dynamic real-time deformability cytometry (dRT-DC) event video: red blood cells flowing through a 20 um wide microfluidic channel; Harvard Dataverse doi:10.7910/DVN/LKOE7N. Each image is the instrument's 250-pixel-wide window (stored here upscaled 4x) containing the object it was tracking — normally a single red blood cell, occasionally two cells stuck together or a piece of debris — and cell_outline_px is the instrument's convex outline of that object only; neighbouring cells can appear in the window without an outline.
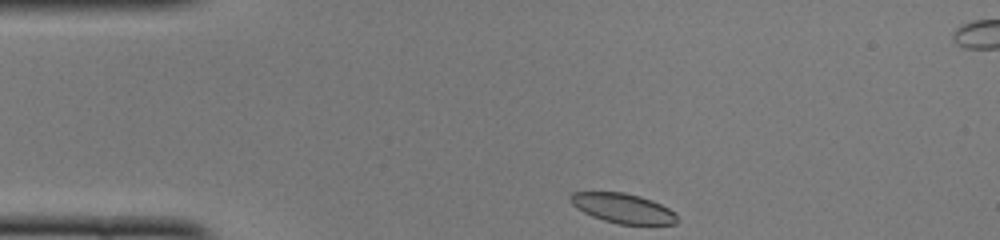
{"species": "common noctule bat (a hibernating species)", "species_latin": "Nyctalus noctula", "temperature_condition": "cold", "stored_images_in_passage": 43, "camera_frame_rate_fps": 3000, "um_per_image_px": 0.085, "animal": {"sex": "female", "body_mass_g": 22.0, "forearm_length_mm": 56.7}, "frame": {"image": 1, "passage_image": 1, "time_ms": 0.0, "image_size_px": [1000, 240], "cell_outline_px": [[680, 220], [676, 224], [620, 224], [604, 220], [592, 216], [576, 208], [572, 204], [568, 196], [572, 192], [624, 192], [640, 196], [652, 200], [676, 212]], "centroid_in_image_um": [52.97, 17.7], "position_along_channel_um": 32.0, "area_um2": 18.55}}
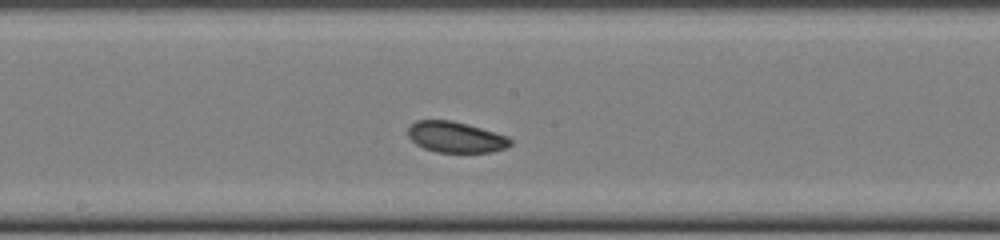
{"frame": {"image": 2, "passage_image": 18, "time_ms": 5.667, "image_size_px": [1000, 240], "cell_outline_px": [[512, 144], [508, 148], [492, 152], [436, 152], [424, 148], [416, 144], [408, 136], [408, 128], [416, 120], [452, 120], [468, 124], [496, 132], [508, 136], [512, 140]], "centroid_in_image_um": [38.77, 11.65], "position_along_channel_um": 209.4, "area_um2": 18.61}}
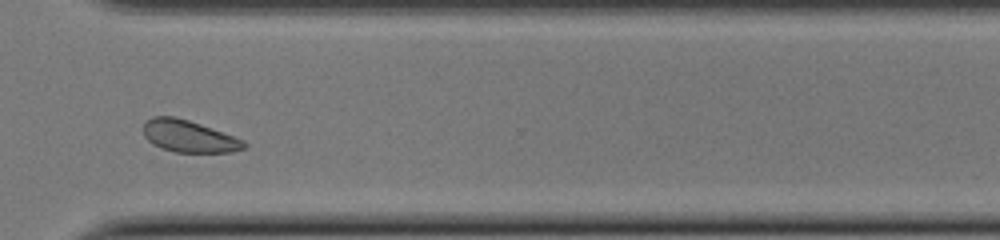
{"frame": {"image": 3, "passage_image": 29, "time_ms": 9.333, "image_size_px": [1000, 240], "cell_outline_px": [[248, 144], [244, 148], [232, 152], [176, 152], [160, 148], [152, 144], [144, 136], [144, 124], [152, 116], [176, 116], [200, 124], [244, 140]], "centroid_in_image_um": [16.04, 11.58], "position_along_channel_um": 354.6, "area_um2": 18.67}, "authors_computed_cell_mechanics": {"area_um2": 19.074, "velocity_mm_per_s": 3.927, "shape_relaxation_time_tau1_ms": 3.5078, "shape_relaxation_time_tau2_ms": null, "deformation_change_tau1": 0.0484, "deformation_change_tau2": null}}